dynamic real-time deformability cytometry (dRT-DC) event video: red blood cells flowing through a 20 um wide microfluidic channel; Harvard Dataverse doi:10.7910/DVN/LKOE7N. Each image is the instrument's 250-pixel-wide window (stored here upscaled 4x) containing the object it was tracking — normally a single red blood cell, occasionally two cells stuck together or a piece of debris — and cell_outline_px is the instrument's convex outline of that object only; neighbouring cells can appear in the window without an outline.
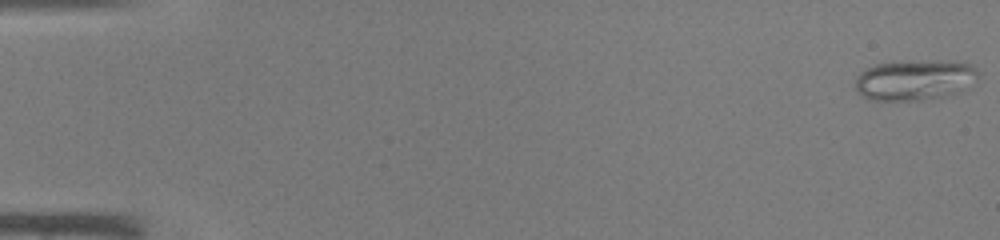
{"species": "common noctule bat (a hibernating species)", "species_latin": "Nyctalus noctula", "temperature_condition": "warm", "stored_images_in_passage": 45, "camera_frame_rate_fps": 3000, "um_per_image_px": 0.085, "animal": {"sex": "male", "body_mass_g": 19.0, "forearm_length_mm": 50.8}, "frame": {"image": 1, "passage_image": 1, "time_ms": 0.0, "image_size_px": [1000, 240], "cell_outline_px": [[980, 72], [976, 76], [956, 92], [944, 96], [920, 100], [872, 100], [856, 92], [856, 76], [860, 72], [876, 64], [940, 60], [972, 64]], "centroid_in_image_um": [77.69, 6.79], "position_along_channel_um": 7.3, "area_um2": 28.26}}
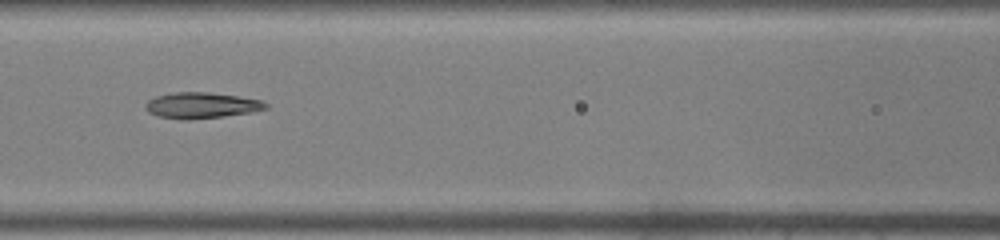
{"frame": {"image": 2, "passage_image": 21, "time_ms": 6.667, "image_size_px": [1000, 240], "cell_outline_px": [[268, 108], [252, 112], [224, 116], [188, 120], [160, 116], [148, 112], [144, 108], [144, 104], [148, 100], [156, 96], [176, 92], [208, 92], [236, 96], [260, 100], [268, 104]], "centroid_in_image_um": [17.11, 8.95], "position_along_channel_um": 149.5, "area_um2": 18.03}}
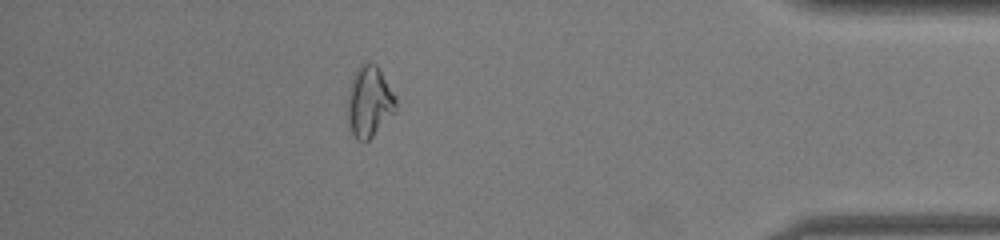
{"frame": {"image": 3, "passage_image": 40, "time_ms": 13.0, "image_size_px": [1000, 240], "cell_outline_px": [[396, 112], [368, 140], [356, 140], [348, 124], [348, 92], [356, 68], [364, 60], [368, 60], [376, 64], [396, 96]], "centroid_in_image_um": [31.4, 8.6], "position_along_channel_um": 403.8, "area_um2": 20.06}}